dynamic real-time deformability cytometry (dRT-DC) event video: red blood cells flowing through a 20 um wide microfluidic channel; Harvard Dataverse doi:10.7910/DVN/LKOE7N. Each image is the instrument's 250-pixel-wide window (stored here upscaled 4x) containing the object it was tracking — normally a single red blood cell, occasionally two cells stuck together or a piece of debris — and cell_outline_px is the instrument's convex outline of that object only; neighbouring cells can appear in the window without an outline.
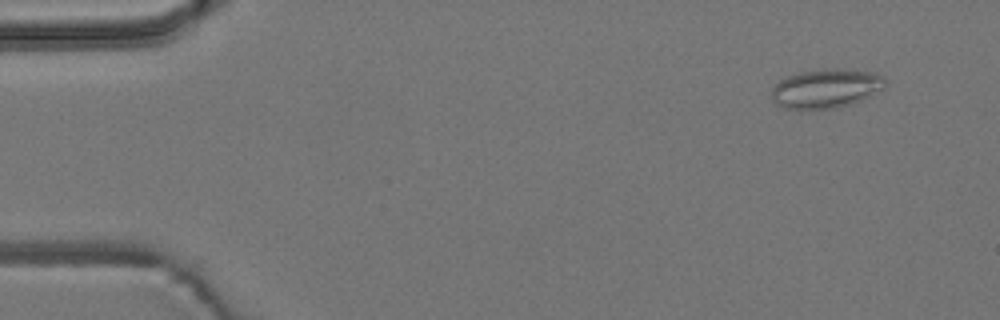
{"species": "common noctule bat (a hibernating species)", "species_latin": "Nyctalus noctula", "temperature_condition": "room temperature", "stored_images_in_passage": 4, "camera_frame_rate_fps": 3000, "um_per_image_px": 0.085, "animal": {"sex": "male", "body_mass_g": 19.2, "forearm_length_mm": 51.8}, "frame": {"image": 1, "passage_image": 1, "time_ms": 0.0, "image_size_px": [1000, 320], "cell_outline_px": [[888, 80], [884, 88], [872, 96], [852, 104], [840, 108], [784, 108], [776, 104], [772, 100], [772, 88], [780, 80], [788, 76], [800, 72], [828, 68], [840, 68], [876, 72], [884, 76]], "centroid_in_image_um": [70.29, 7.5], "position_along_channel_um": 14.7, "area_um2": 26.24}}